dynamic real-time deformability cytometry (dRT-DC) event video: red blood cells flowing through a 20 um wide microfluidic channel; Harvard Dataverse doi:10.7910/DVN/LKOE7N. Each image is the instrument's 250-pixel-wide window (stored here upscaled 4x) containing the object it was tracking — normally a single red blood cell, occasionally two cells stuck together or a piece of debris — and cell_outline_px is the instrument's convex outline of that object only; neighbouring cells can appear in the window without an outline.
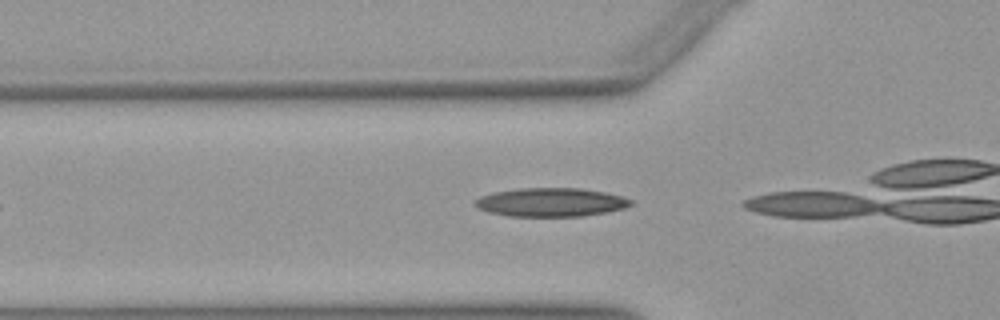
{"species": "Egyptian fruit bat (a non-hibernating species)", "species_latin": "Rousettus aegyptiacus", "temperature_condition": "warm", "stored_images_in_passage": 11, "camera_frame_rate_fps": 3000, "um_per_image_px": 0.085, "animal": {"sex": "female"}, "frame": {"image": 1, "passage_image": 10, "time_ms": 3.0, "image_size_px": [1000, 320], "cell_outline_px": [[632, 204], [624, 208], [608, 212], [580, 216], [508, 216], [488, 212], [476, 208], [472, 204], [480, 196], [492, 192], [520, 188], [580, 188], [604, 192], [620, 196], [632, 200]], "centroid_in_image_um": [46.77, 17.19], "position_along_channel_um": 79.0, "area_um2": 26.07}}